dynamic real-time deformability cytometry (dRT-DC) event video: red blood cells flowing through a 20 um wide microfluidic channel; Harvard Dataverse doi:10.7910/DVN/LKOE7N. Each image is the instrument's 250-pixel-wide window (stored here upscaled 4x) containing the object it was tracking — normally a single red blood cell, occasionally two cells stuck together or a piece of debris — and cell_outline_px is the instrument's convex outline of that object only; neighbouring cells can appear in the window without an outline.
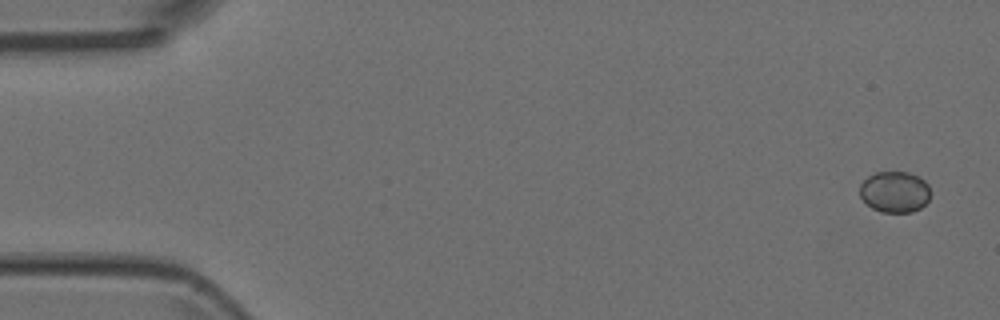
{"species": "Egyptian fruit bat (a non-hibernating species)", "species_latin": "Rousettus aegyptiacus", "temperature_condition": "room temperature", "stored_images_in_passage": 2, "camera_frame_rate_fps": 3000, "um_per_image_px": 0.085, "animal": {"sex": "female"}, "frame": {"image": 1, "passage_image": 2, "time_ms": 0.333, "image_size_px": [1000, 320], "cell_outline_px": [[928, 200], [920, 208], [912, 212], [880, 212], [872, 208], [860, 196], [860, 184], [868, 176], [876, 172], [908, 172], [924, 180], [928, 184]], "centroid_in_image_um": [76.02, 16.31], "position_along_channel_um": 9.0, "area_um2": 16.76}}